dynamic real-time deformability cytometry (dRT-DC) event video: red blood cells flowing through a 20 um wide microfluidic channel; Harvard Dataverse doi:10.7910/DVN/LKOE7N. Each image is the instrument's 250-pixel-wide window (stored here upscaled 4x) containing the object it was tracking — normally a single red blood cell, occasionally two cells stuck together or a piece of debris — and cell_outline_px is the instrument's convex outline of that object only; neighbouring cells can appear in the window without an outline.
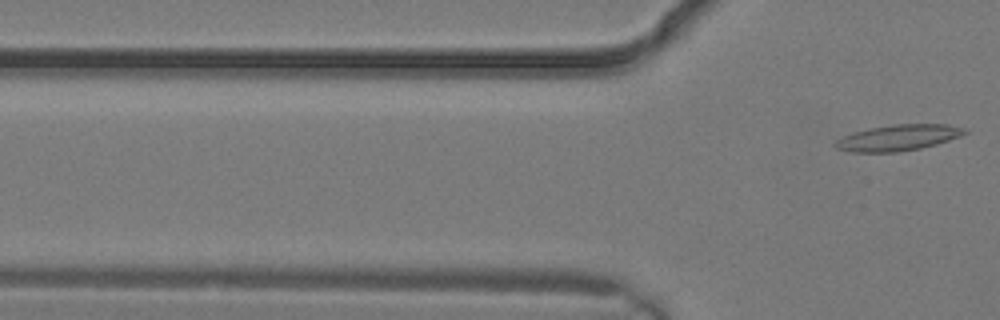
{"species": "common noctule bat (a hibernating species)", "species_latin": "Nyctalus noctula", "temperature_condition": "warm", "stored_images_in_passage": 4, "camera_frame_rate_fps": 3000, "um_per_image_px": 0.085, "animal": {"sex": "male", "body_mass_g": 19.2, "forearm_length_mm": 51.8}, "frame": {"image": 1, "passage_image": 4, "time_ms": 1.0, "image_size_px": [1000, 320], "cell_outline_px": [[968, 132], [960, 136], [936, 144], [920, 148], [900, 152], [852, 152], [836, 148], [832, 144], [836, 140], [844, 136], [868, 128], [892, 124], [948, 124], [968, 128]], "centroid_in_image_um": [76.37, 11.7], "position_along_channel_um": 49.4, "area_um2": 19.65}}